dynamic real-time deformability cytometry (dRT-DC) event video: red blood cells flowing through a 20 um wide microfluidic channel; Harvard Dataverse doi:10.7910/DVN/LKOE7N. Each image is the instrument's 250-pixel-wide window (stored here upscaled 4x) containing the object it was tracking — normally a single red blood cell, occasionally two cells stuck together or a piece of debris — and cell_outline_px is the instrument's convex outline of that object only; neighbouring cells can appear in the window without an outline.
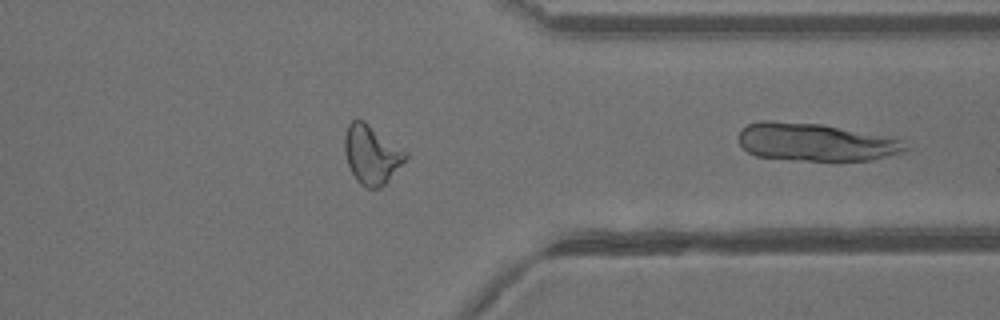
{"species": "common noctule bat (a hibernating species)", "species_latin": "Nyctalus noctula", "temperature_condition": "warm", "stored_images_in_passage": 21, "segment_of_instrument_passage": [2, 2], "camera_frame_rate_fps": 3000, "um_per_image_px": 0.085, "animal": {"sex": "male", "body_mass_g": 13.3}, "frame": {"image": 1, "passage_image": 21, "time_ms": 6.667, "image_size_px": [1000, 320], "cell_outline_px": [[912, 148], [900, 152], [872, 160], [804, 160], [756, 156], [748, 152], [736, 140], [736, 136], [740, 128], [748, 124], [760, 120], [772, 120], [820, 124], [900, 140]], "centroid_in_image_um": [69.19, 12.07], "position_along_channel_um": 342.2, "area_um2": 36.36}}